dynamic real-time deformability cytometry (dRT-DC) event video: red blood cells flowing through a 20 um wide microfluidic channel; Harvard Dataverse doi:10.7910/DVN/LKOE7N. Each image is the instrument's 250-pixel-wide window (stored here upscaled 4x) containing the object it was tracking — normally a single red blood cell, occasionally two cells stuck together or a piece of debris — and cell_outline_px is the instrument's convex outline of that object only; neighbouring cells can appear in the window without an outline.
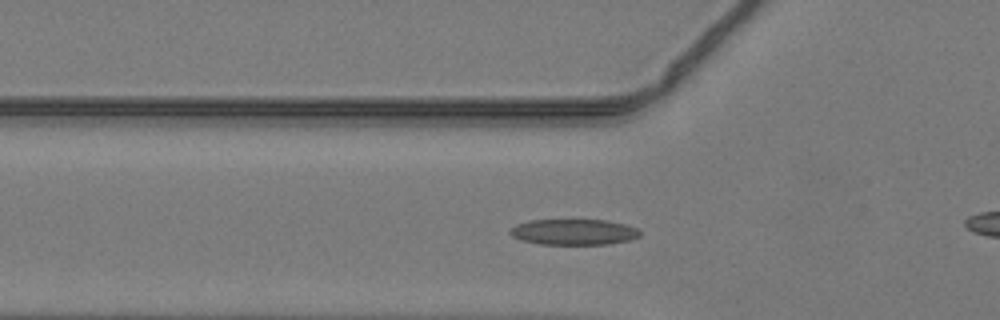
{"species": "common noctule bat (a hibernating species)", "species_latin": "Nyctalus noctula", "temperature_condition": "warm", "stored_images_in_passage": 48, "camera_frame_rate_fps": 3000, "um_per_image_px": 0.085, "animal": {"sex": "male", "body_mass_g": 19.2, "forearm_length_mm": 51.8}, "frame": {"image": 1, "passage_image": 16, "time_ms": 5.0, "image_size_px": [1000, 320], "cell_outline_px": [[640, 236], [632, 240], [608, 244], [540, 244], [520, 240], [512, 236], [508, 232], [516, 224], [528, 220], [608, 220], [640, 228]], "centroid_in_image_um": [48.79, 19.72], "position_along_channel_um": 77.0, "area_um2": 19.71}}
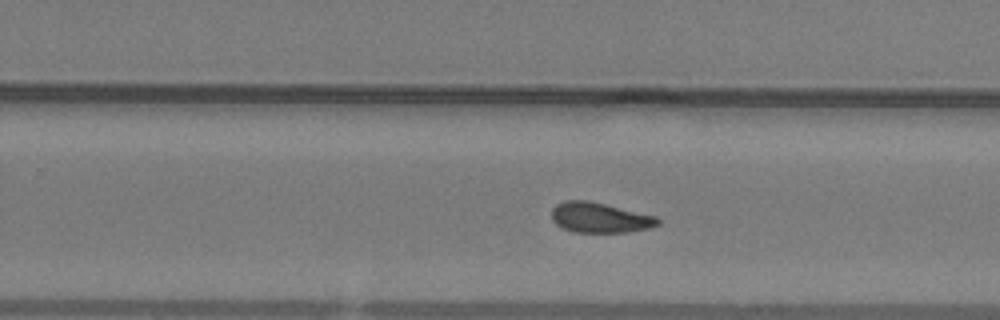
{"frame": {"image": 2, "passage_image": 30, "time_ms": 9.667, "image_size_px": [1000, 320], "cell_outline_px": [[660, 224], [652, 228], [628, 232], [572, 232], [556, 224], [552, 220], [552, 208], [556, 204], [564, 200], [588, 200], [656, 216], [660, 220]], "centroid_in_image_um": [50.99, 18.5], "position_along_channel_um": 278.8, "area_um2": 18.79}}
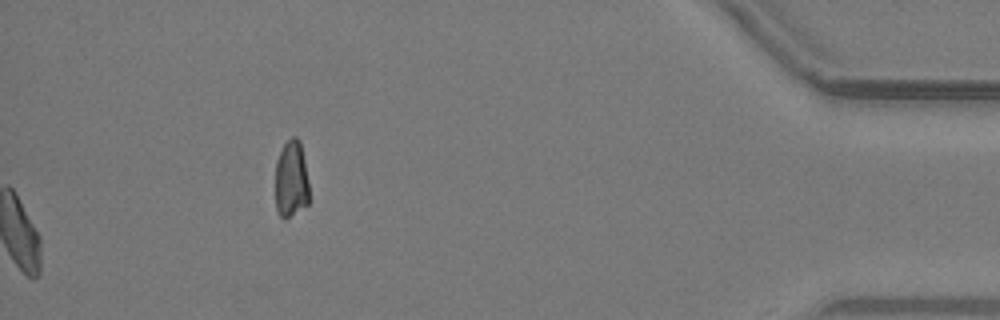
{"frame": {"image": 3, "passage_image": 48, "time_ms": 15.667, "image_size_px": [1000, 320], "cell_outline_px": [[308, 204], [284, 220], [280, 216], [276, 208], [276, 160], [284, 144], [292, 136], [296, 136], [300, 140], [308, 180]], "centroid_in_image_um": [24.75, 15.23], "position_along_channel_um": 410.5, "area_um2": 15.14}}